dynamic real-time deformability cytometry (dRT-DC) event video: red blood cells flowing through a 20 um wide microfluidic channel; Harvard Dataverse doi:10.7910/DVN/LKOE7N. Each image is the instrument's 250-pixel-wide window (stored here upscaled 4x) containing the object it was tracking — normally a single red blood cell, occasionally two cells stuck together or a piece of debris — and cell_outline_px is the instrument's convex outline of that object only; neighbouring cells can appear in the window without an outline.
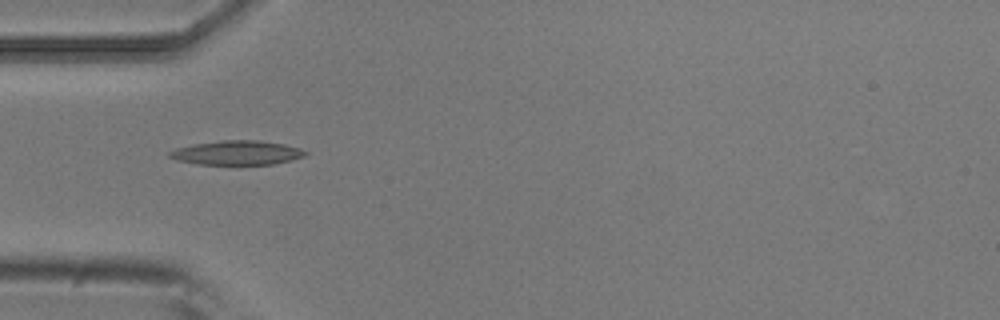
{"species": "common noctule bat (a hibernating species)", "species_latin": "Nyctalus noctula", "temperature_condition": "room temperature", "stored_images_in_passage": 6, "camera_frame_rate_fps": 3000, "um_per_image_px": 0.085, "animal": {"sex": "male", "body_mass_g": 20.5, "forearm_length_mm": 52.5}, "frame": {"image": 1, "passage_image": 4, "time_ms": 1.0, "image_size_px": [1000, 320], "cell_outline_px": [[308, 152], [304, 156], [292, 160], [272, 164], [196, 164], [176, 160], [168, 156], [168, 152], [176, 148], [192, 144], [220, 140], [260, 140], [284, 144], [300, 148]], "centroid_in_image_um": [20.12, 12.98], "position_along_channel_um": 64.9, "area_um2": 19.25}}
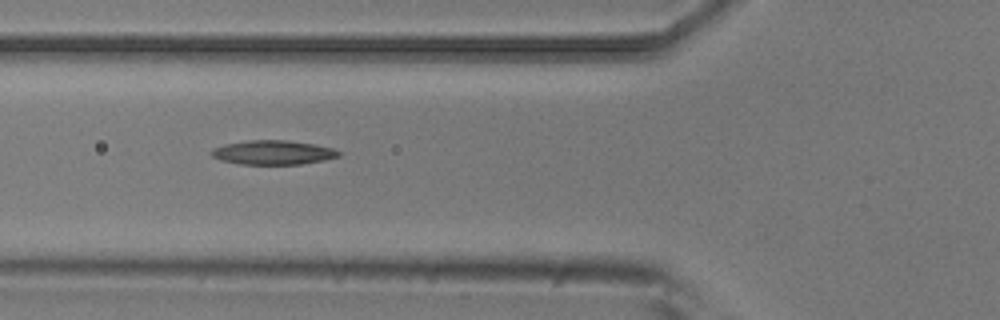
{"frame": {"image": 2, "passage_image": 5, "time_ms": 1.333, "image_size_px": [1000, 320], "cell_outline_px": [[340, 156], [324, 160], [300, 164], [240, 164], [220, 160], [212, 156], [208, 152], [212, 148], [224, 144], [248, 140], [288, 140], [312, 144], [332, 148], [340, 152]], "centroid_in_image_um": [23.15, 12.96], "position_along_channel_um": 102.6, "area_um2": 17.98}}
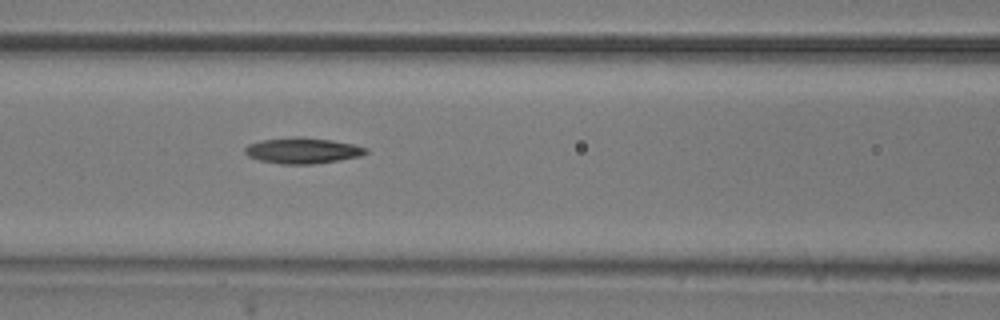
{"frame": {"image": 3, "passage_image": 6, "time_ms": 1.667, "image_size_px": [1000, 320], "cell_outline_px": [[368, 152], [360, 156], [340, 160], [312, 164], [280, 164], [260, 160], [248, 156], [244, 152], [244, 148], [248, 144], [260, 140], [292, 136], [300, 136], [332, 140], [352, 144], [368, 148]], "centroid_in_image_um": [25.7, 12.79], "position_along_channel_um": 140.9, "area_um2": 18.38}}